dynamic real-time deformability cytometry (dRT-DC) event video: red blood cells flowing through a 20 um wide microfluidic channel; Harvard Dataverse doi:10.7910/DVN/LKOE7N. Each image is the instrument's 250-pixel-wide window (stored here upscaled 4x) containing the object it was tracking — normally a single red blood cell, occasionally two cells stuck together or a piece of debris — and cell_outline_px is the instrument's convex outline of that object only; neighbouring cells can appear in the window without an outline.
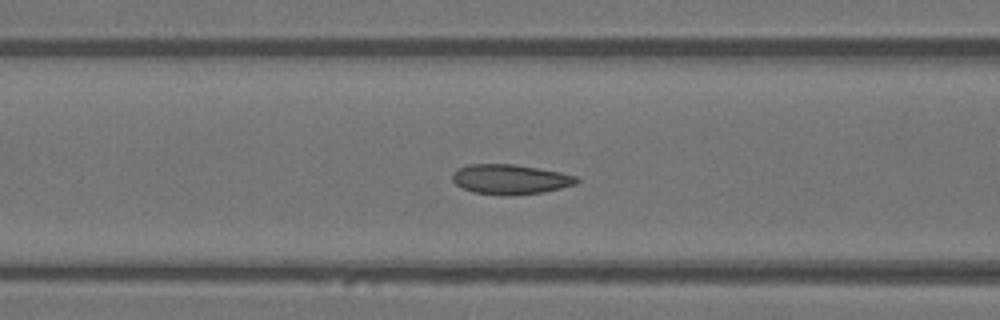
{"species": "Egyptian fruit bat (a non-hibernating species)", "species_latin": "Rousettus aegyptiacus", "temperature_condition": "warm", "stored_images_in_passage": 50, "camera_frame_rate_fps": 3000, "um_per_image_px": 0.085, "animal": {"sex": "female"}, "frame": {"image": 1, "passage_image": 20, "time_ms": 6.333, "image_size_px": [1000, 320], "cell_outline_px": [[580, 180], [576, 184], [544, 192], [508, 196], [472, 192], [456, 184], [452, 180], [452, 172], [456, 168], [468, 164], [516, 164], [560, 172], [576, 176]], "centroid_in_image_um": [43.35, 15.23], "position_along_channel_um": 123.3, "area_um2": 21.79}}
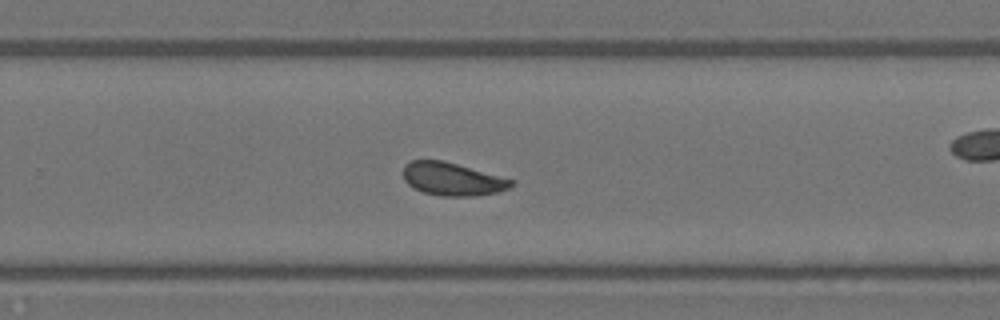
{"frame": {"image": 2, "passage_image": 32, "time_ms": 10.333, "image_size_px": [1000, 320], "cell_outline_px": [[516, 184], [500, 192], [476, 196], [440, 196], [424, 192], [408, 184], [404, 180], [404, 164], [412, 160], [444, 160], [516, 180]], "centroid_in_image_um": [38.51, 15.22], "position_along_channel_um": 291.3, "area_um2": 20.98}}
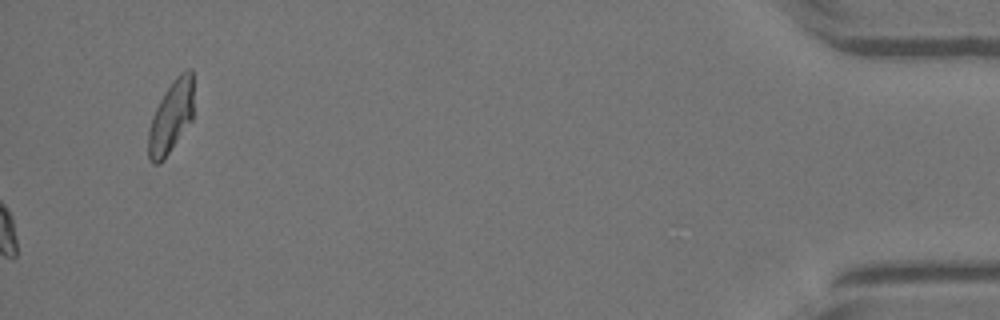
{"frame": {"image": 3, "passage_image": 50, "time_ms": 16.333, "image_size_px": [1000, 320], "cell_outline_px": [[192, 120], [164, 160], [156, 164], [152, 164], [148, 160], [148, 128], [152, 116], [160, 100], [176, 76], [180, 72], [188, 68], [192, 68]], "centroid_in_image_um": [14.51, 9.97], "position_along_channel_um": 420.7, "area_um2": 19.02}}